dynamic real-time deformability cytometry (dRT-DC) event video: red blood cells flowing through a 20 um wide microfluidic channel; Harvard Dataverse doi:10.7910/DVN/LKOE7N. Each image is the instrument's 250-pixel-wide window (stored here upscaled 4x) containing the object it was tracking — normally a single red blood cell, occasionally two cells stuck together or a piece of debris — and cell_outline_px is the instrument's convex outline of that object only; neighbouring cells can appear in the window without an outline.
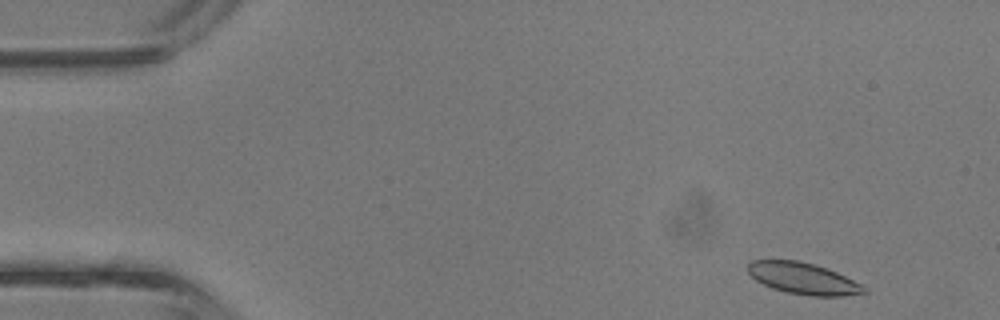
{"species": "common noctule bat (a hibernating species)", "species_latin": "Nyctalus noctula", "temperature_condition": "room temperature", "stored_images_in_passage": 41, "camera_frame_rate_fps": 3000, "um_per_image_px": 0.085, "animal": {"sex": "male", "body_mass_g": 13.3}, "frame": {"image": 1, "passage_image": 2, "time_ms": 0.333, "image_size_px": [1000, 320], "cell_outline_px": [[868, 292], [844, 296], [812, 296], [788, 292], [772, 288], [756, 280], [748, 272], [748, 264], [752, 260], [796, 260], [828, 268], [868, 288]], "centroid_in_image_um": [68.28, 23.67], "position_along_channel_um": 16.7, "area_um2": 21.1}}
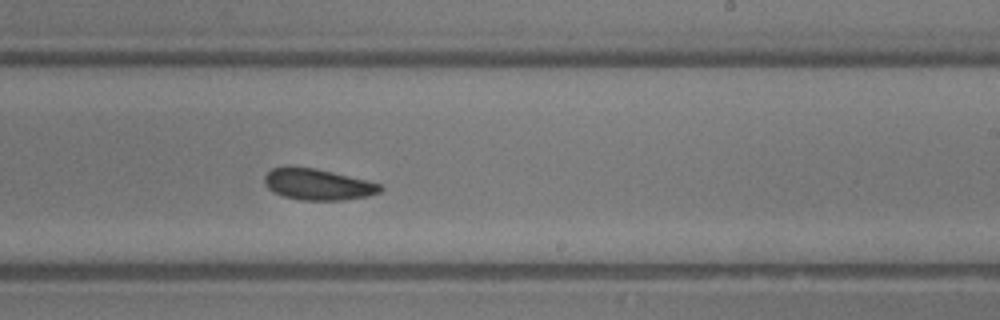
{"frame": {"image": 2, "passage_image": 24, "time_ms": 7.667, "image_size_px": [1000, 320], "cell_outline_px": [[384, 188], [380, 192], [368, 196], [344, 200], [300, 200], [284, 196], [268, 188], [264, 184], [264, 176], [272, 168], [316, 168], [368, 180], [380, 184]], "centroid_in_image_um": [27.06, 15.69], "position_along_channel_um": 261.9, "area_um2": 20.81}}
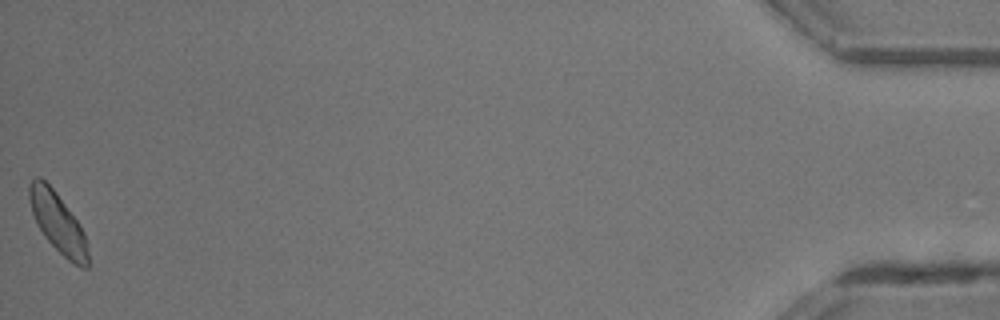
{"frame": {"image": 3, "passage_image": 41, "time_ms": 13.333, "image_size_px": [1000, 320], "cell_outline_px": [[88, 268], [80, 268], [72, 264], [44, 236], [36, 224], [28, 200], [28, 188], [32, 180], [36, 176], [40, 176], [56, 192], [76, 220], [84, 232], [88, 252]], "centroid_in_image_um": [4.9, 18.93], "position_along_channel_um": 430.3, "area_um2": 20.35}, "authors_computed_cell_mechanics": {"area_um2": 21.2126, "velocity_mm_per_s": 4.7851, "shape_relaxation_time_tau1_ms": 2.7003, "shape_relaxation_time_tau2_ms": null, "deformation_change_tau1": 0.0676, "deformation_change_tau2": null}}